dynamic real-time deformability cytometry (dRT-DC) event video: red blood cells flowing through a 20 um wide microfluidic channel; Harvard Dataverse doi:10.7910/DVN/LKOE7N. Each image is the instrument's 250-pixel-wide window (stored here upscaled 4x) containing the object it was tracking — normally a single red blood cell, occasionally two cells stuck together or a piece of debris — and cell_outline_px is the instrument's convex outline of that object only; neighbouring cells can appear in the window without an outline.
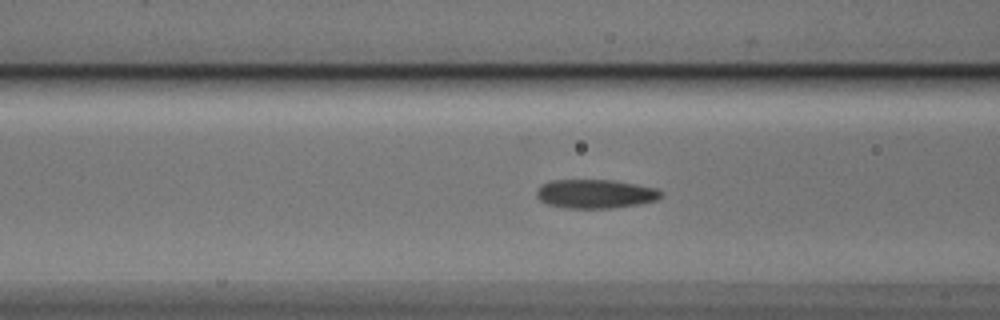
{"species": "Egyptian fruit bat (a non-hibernating species)", "species_latin": "Rousettus aegyptiacus", "temperature_condition": "cold", "stored_images_in_passage": 55, "camera_frame_rate_fps": 3000, "um_per_image_px": 0.085, "animal": {"sex": "male"}, "frame": {"image": 1, "passage_image": 22, "time_ms": 7.0, "image_size_px": [1000, 320], "cell_outline_px": [[664, 196], [656, 200], [640, 204], [612, 208], [568, 208], [548, 204], [540, 200], [536, 196], [536, 188], [540, 184], [552, 180], [612, 180], [636, 184], [656, 188], [664, 192]], "centroid_in_image_um": [50.62, 16.47], "position_along_channel_um": 116.0, "area_um2": 21.15}}
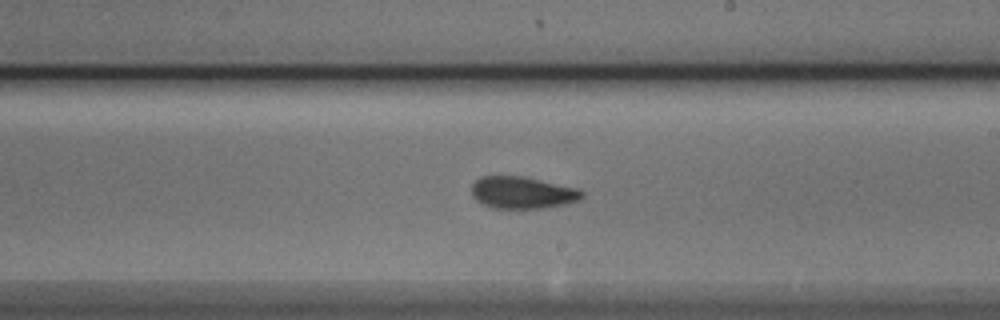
{"frame": {"image": 2, "passage_image": 32, "time_ms": 10.333, "image_size_px": [1000, 320], "cell_outline_px": [[584, 196], [580, 200], [564, 204], [544, 208], [492, 208], [476, 200], [472, 196], [472, 184], [480, 176], [524, 176], [576, 188], [584, 192]], "centroid_in_image_um": [44.4, 16.37], "position_along_channel_um": 244.6, "area_um2": 20.58}}
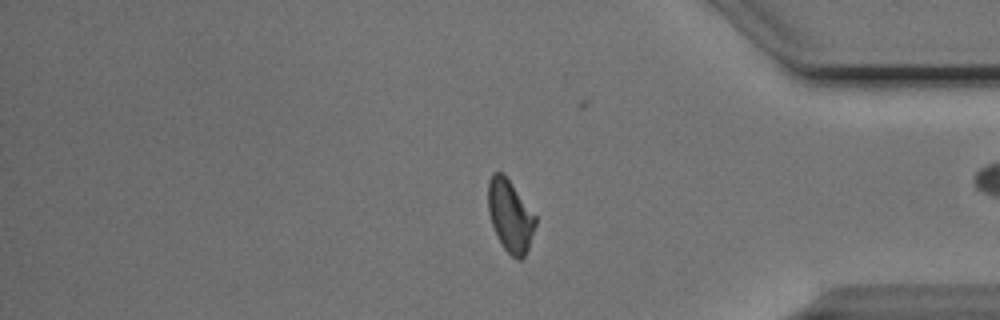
{"frame": {"image": 3, "passage_image": 45, "time_ms": 14.667, "image_size_px": [1000, 320], "cell_outline_px": [[536, 224], [528, 248], [524, 256], [520, 260], [516, 260], [504, 248], [496, 236], [488, 212], [488, 180], [492, 172], [504, 172], [536, 216]], "centroid_in_image_um": [43.35, 18.32], "position_along_channel_um": 391.9, "area_um2": 20.0}, "authors_computed_cell_mechanics": {"area_um2": 20.3456, "velocity_mm_per_s": 3.855, "shape_relaxation_time_tau1_ms": 6.2763, "shape_relaxation_time_tau2_ms": 1.7184, "deformation_change_tau1": 0.1409, "deformation_change_tau2": 0.0774}}